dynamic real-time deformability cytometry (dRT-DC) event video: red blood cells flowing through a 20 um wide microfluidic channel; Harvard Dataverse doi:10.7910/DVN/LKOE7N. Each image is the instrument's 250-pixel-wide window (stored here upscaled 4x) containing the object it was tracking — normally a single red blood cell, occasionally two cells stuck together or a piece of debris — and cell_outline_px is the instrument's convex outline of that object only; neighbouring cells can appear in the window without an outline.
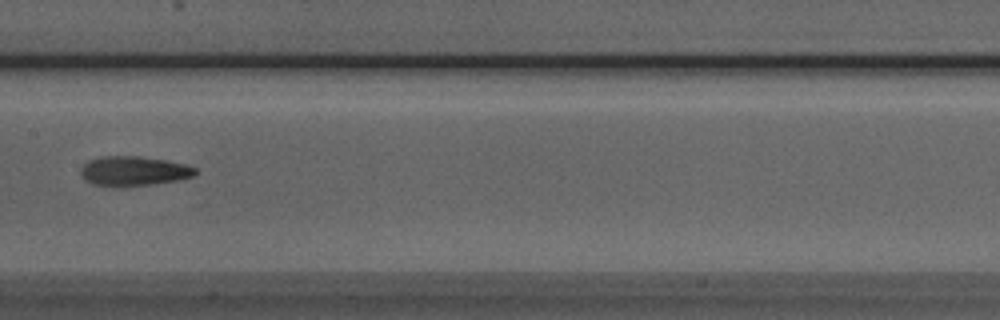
{"species": "Egyptian fruit bat (a non-hibernating species)", "species_latin": "Rousettus aegyptiacus", "temperature_condition": "room temperature", "stored_images_in_passage": 8, "camera_frame_rate_fps": 3000, "um_per_image_px": 0.085, "animal": {"sex": "male"}, "frame": {"image": 1, "passage_image": 7, "time_ms": 7.667, "image_size_px": [1000, 320], "cell_outline_px": [[196, 172], [192, 176], [180, 180], [156, 184], [92, 184], [84, 180], [80, 172], [80, 168], [88, 160], [100, 156], [140, 156], [164, 160], [184, 164], [196, 168]], "centroid_in_image_um": [11.35, 14.5], "position_along_channel_um": 196.0, "area_um2": 19.25}}
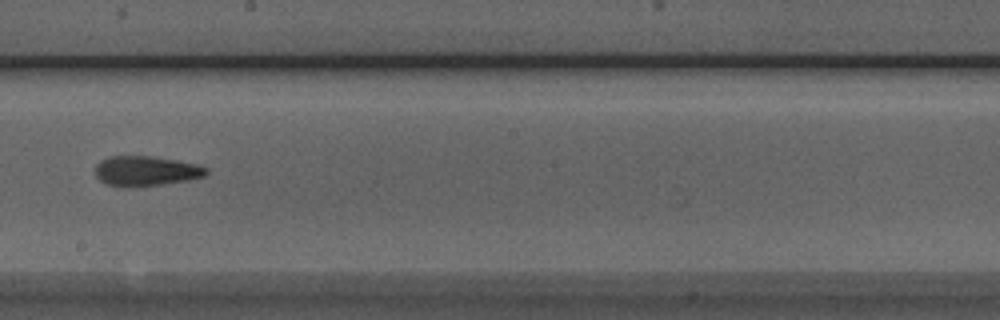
{"frame": {"image": 2, "passage_image": 8, "time_ms": 8.667, "image_size_px": [1000, 320], "cell_outline_px": [[208, 172], [204, 176], [188, 180], [160, 184], [124, 188], [104, 184], [96, 176], [96, 164], [100, 160], [108, 156], [152, 156], [200, 164], [208, 168]], "centroid_in_image_um": [12.39, 14.53], "position_along_channel_um": 235.8, "area_um2": 19.59}}